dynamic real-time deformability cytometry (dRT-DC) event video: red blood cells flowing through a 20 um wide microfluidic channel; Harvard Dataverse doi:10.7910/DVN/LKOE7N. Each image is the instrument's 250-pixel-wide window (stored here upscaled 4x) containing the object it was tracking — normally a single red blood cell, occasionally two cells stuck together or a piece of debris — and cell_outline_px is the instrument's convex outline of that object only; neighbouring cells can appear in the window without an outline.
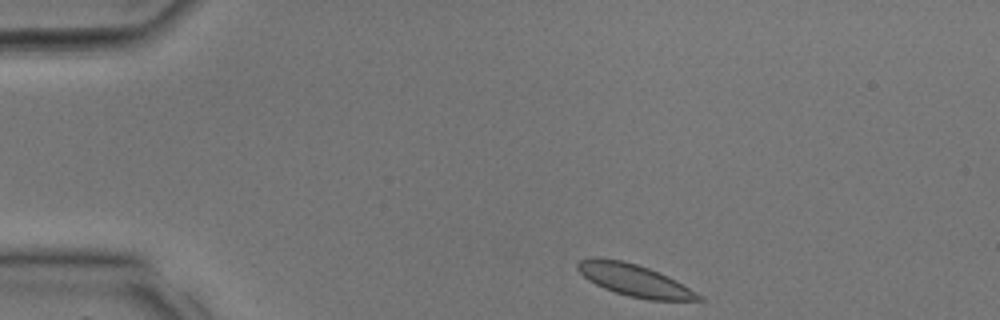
{"species": "common noctule bat (a hibernating species)", "species_latin": "Nyctalus noctula", "temperature_condition": "room temperature", "stored_images_in_passage": 27, "camera_frame_rate_fps": 3000, "um_per_image_px": 0.085, "animal": {"sex": "male", "body_mass_g": 17.9, "forearm_length_mm": 54.2}, "frame": {"image": 1, "passage_image": 1, "time_ms": 0.0, "image_size_px": [1000, 320], "cell_outline_px": [[704, 300], [648, 300], [628, 296], [604, 288], [588, 280], [576, 268], [576, 264], [580, 260], [596, 256], [620, 260], [636, 264], [648, 268], [668, 276], [676, 280], [704, 296]], "centroid_in_image_um": [53.93, 23.82], "position_along_channel_um": 31.1, "area_um2": 22.54}}
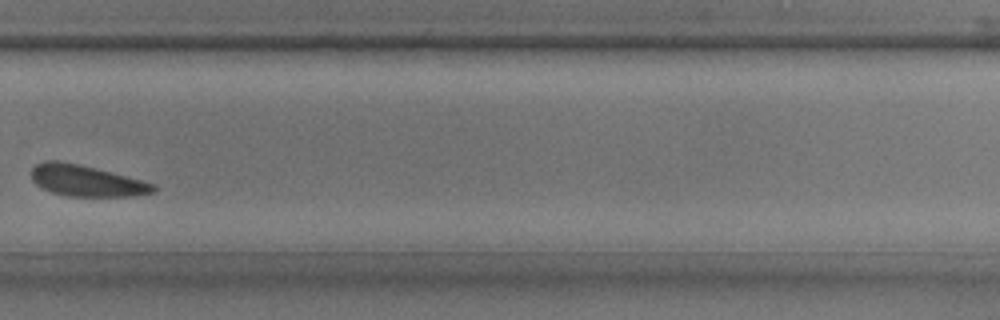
{"frame": {"image": 2, "passage_image": 18, "time_ms": 5.667, "image_size_px": [1000, 320], "cell_outline_px": [[156, 192], [132, 196], [68, 196], [52, 192], [36, 184], [32, 180], [32, 168], [36, 164], [44, 160], [56, 160], [80, 164], [156, 184]], "centroid_in_image_um": [7.34, 15.36], "position_along_channel_um": 322.5, "area_um2": 22.02}}
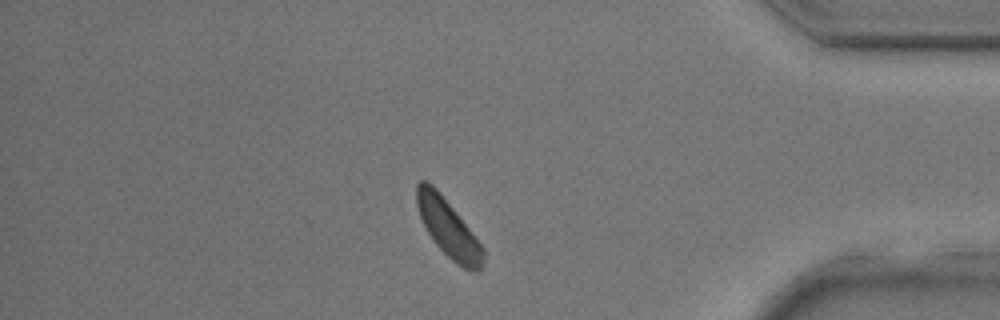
{"frame": {"image": 3, "passage_image": 23, "time_ms": 7.333, "image_size_px": [1000, 320], "cell_outline_px": [[484, 256], [480, 272], [472, 272], [456, 264], [436, 244], [428, 232], [420, 216], [416, 204], [416, 184], [420, 180], [424, 180], [432, 184], [440, 192], [456, 212], [484, 248]], "centroid_in_image_um": [38.1, 19.4], "position_along_channel_um": 397.1, "area_um2": 22.08}}